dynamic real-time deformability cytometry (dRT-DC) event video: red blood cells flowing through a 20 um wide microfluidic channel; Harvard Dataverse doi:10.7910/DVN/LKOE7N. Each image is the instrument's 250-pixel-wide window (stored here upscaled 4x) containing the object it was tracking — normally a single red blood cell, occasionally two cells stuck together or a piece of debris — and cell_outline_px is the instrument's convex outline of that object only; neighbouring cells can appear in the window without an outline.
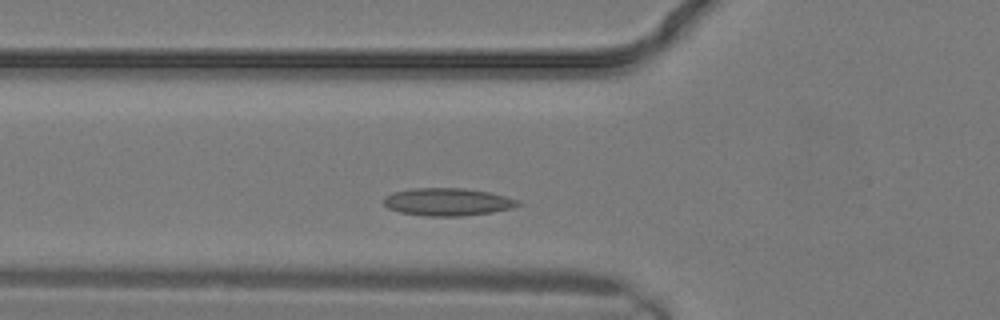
{"species": "common noctule bat (a hibernating species)", "species_latin": "Nyctalus noctula", "temperature_condition": "warm", "stored_images_in_passage": 4, "camera_frame_rate_fps": 3000, "um_per_image_px": 0.085, "animal": {"sex": "male", "body_mass_g": 19.2, "forearm_length_mm": 51.8}, "frame": {"image": 1, "passage_image": 2, "time_ms": 0.333, "image_size_px": [1000, 320], "cell_outline_px": [[520, 204], [512, 208], [492, 212], [460, 216], [428, 216], [400, 212], [388, 208], [384, 204], [384, 200], [392, 192], [412, 188], [464, 188], [488, 192], [520, 200]], "centroid_in_image_um": [38.05, 17.16], "position_along_channel_um": 87.8, "area_um2": 21.44}}
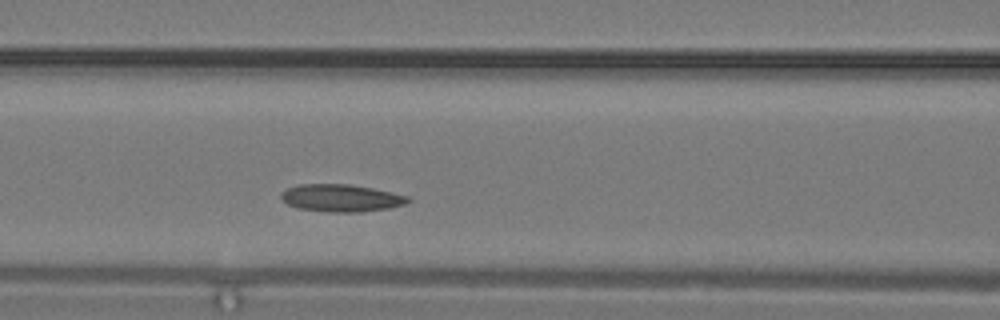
{"frame": {"image": 2, "passage_image": 4, "time_ms": 1.0, "image_size_px": [1000, 320], "cell_outline_px": [[412, 200], [404, 204], [388, 208], [360, 212], [328, 212], [296, 208], [288, 204], [280, 196], [280, 192], [288, 188], [300, 184], [348, 184], [372, 188], [392, 192], [408, 196]], "centroid_in_image_um": [28.99, 16.83], "position_along_channel_um": 137.6, "area_um2": 20.23}}